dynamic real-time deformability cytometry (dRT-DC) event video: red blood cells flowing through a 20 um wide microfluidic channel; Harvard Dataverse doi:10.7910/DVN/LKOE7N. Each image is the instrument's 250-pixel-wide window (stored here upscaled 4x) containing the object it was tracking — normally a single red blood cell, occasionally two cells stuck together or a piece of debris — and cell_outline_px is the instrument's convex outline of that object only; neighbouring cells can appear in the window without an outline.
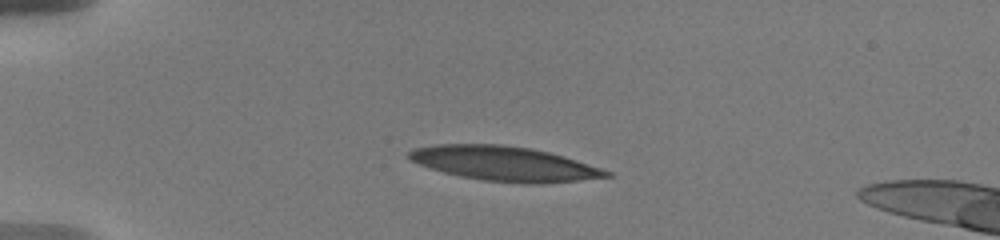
{"species": "human", "species_latin": "Homo sapiens", "temperature_condition": "warm", "stored_images_in_passage": 4, "camera_frame_rate_fps": 3000, "um_per_image_px": 0.085, "donor": {"sex": "male"}, "frame": {"image": 1, "passage_image": 1, "time_ms": 0.0, "image_size_px": [1000, 240], "cell_outline_px": [[612, 176], [540, 184], [528, 184], [484, 180], [460, 176], [444, 172], [420, 164], [412, 160], [408, 156], [408, 152], [412, 148], [436, 144], [500, 144], [532, 148], [564, 156], [612, 172]], "centroid_in_image_um": [42.86, 13.9], "position_along_channel_um": 42.1, "area_um2": 39.48}}
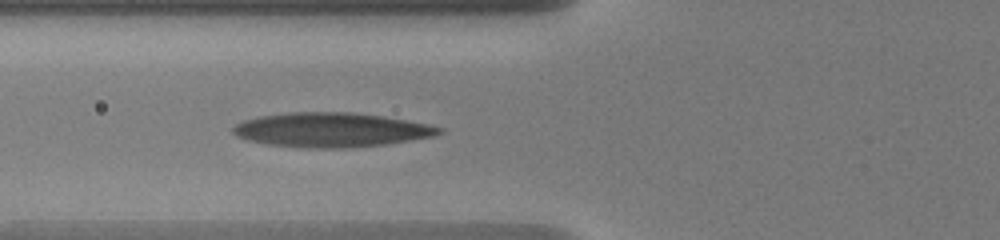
{"frame": {"image": 2, "passage_image": 4, "time_ms": 2.667, "image_size_px": [1000, 240], "cell_outline_px": [[444, 132], [436, 136], [384, 144], [344, 148], [308, 148], [268, 144], [248, 140], [236, 136], [232, 132], [232, 128], [236, 124], [244, 120], [260, 116], [288, 112], [348, 112], [380, 116], [428, 124], [444, 128]], "centroid_in_image_um": [28.14, 11.04], "position_along_channel_um": 97.7, "area_um2": 41.1}}